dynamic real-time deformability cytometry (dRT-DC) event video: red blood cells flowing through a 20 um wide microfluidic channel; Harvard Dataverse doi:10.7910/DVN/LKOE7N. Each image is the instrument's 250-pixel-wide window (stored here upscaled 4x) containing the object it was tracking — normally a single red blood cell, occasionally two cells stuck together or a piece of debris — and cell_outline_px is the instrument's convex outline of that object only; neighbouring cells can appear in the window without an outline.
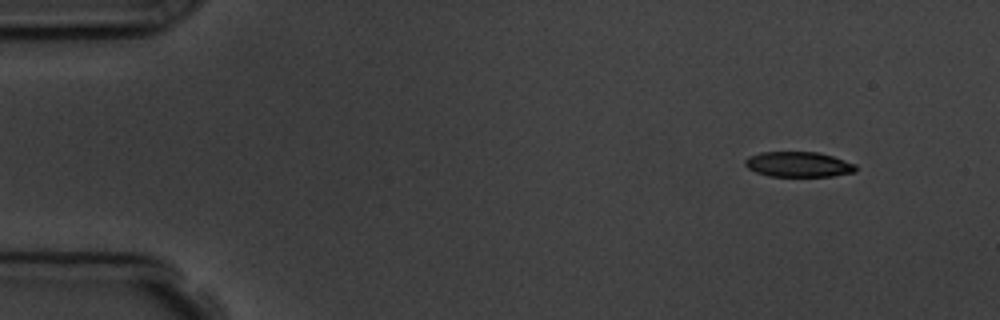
{"species": "common noctule bat (a hibernating species)", "species_latin": "Nyctalus noctula", "temperature_condition": "room temperature", "stored_images_in_passage": 4, "camera_frame_rate_fps": 3000, "um_per_image_px": 0.085, "animal": {"sex": "male", "body_mass_g": 19.5, "forearm_length_mm": 54.6}, "frame": {"image": 1, "passage_image": 1, "time_ms": 0.0, "image_size_px": [1000, 320], "cell_outline_px": [[856, 172], [832, 176], [768, 176], [756, 172], [748, 168], [744, 164], [744, 160], [748, 156], [760, 152], [820, 152], [856, 164]], "centroid_in_image_um": [67.85, 13.97], "position_along_channel_um": 17.1, "area_um2": 16.36}}
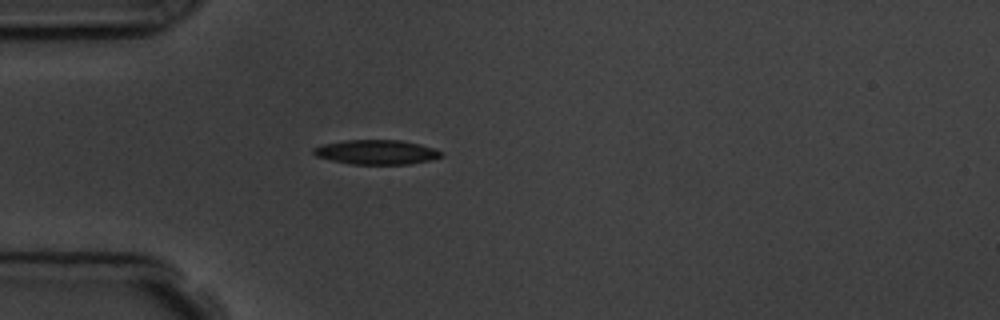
{"frame": {"image": 2, "passage_image": 4, "time_ms": 3.333, "image_size_px": [1000, 320], "cell_outline_px": [[444, 156], [428, 160], [408, 164], [352, 164], [332, 160], [316, 156], [312, 152], [312, 148], [324, 144], [344, 140], [400, 140], [420, 144], [444, 152]], "centroid_in_image_um": [32.0, 12.92], "position_along_channel_um": 53.0, "area_um2": 18.15}}